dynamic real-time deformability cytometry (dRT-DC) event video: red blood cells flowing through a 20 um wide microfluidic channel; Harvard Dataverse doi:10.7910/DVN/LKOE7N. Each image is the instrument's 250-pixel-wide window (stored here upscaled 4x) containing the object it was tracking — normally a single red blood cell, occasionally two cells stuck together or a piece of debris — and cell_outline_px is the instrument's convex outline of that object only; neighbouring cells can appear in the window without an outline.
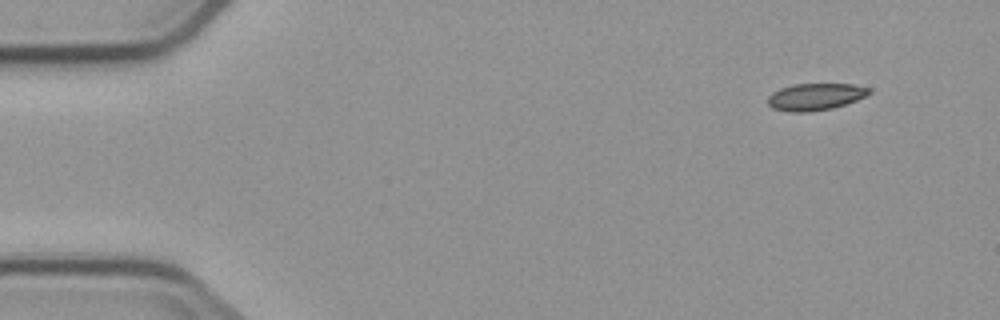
{"species": "common noctule bat (a hibernating species)", "species_latin": "Nyctalus noctula", "temperature_condition": "cold", "stored_images_in_passage": 5, "segment_of_instrument_passage": [2, 2], "camera_frame_rate_fps": 3000, "um_per_image_px": 0.085, "animal": {"sex": "male", "body_mass_g": 23.1, "forearm_length_mm": 52.7}, "frame": {"image": 1, "passage_image": 5, "time_ms": 4.667, "image_size_px": [1000, 320], "cell_outline_px": [[872, 92], [868, 96], [832, 108], [808, 112], [788, 112], [772, 108], [768, 104], [768, 96], [772, 92], [780, 88], [796, 84], [852, 84], [868, 88]], "centroid_in_image_um": [69.29, 8.23], "position_along_channel_um": 15.7, "area_um2": 15.9}}